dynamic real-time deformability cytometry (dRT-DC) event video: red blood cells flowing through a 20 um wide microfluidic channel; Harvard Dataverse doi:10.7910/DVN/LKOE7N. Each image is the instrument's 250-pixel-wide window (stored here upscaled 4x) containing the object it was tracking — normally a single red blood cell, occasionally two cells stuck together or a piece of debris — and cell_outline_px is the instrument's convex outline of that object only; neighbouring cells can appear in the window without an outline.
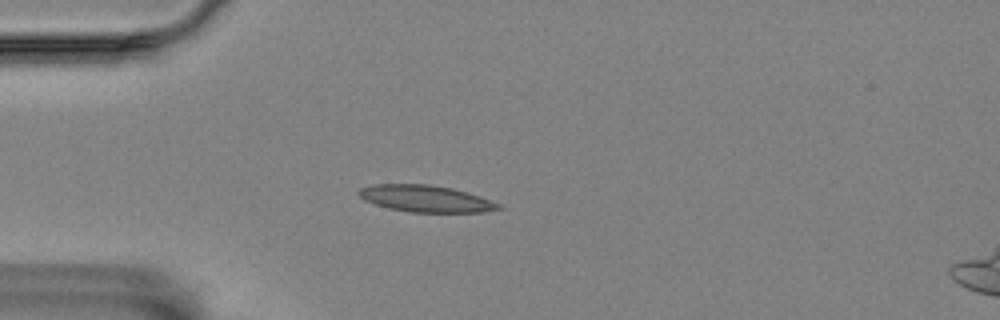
{"species": "Egyptian fruit bat (a non-hibernating species)", "species_latin": "Rousettus aegyptiacus", "temperature_condition": "room temperature", "stored_images_in_passage": 3, "camera_frame_rate_fps": 3000, "um_per_image_px": 0.085, "animal": {"sex": "female"}, "frame": {"image": 1, "passage_image": 1, "time_ms": 0.0, "image_size_px": [1000, 320], "cell_outline_px": [[504, 208], [484, 212], [412, 212], [388, 208], [364, 200], [356, 192], [360, 188], [372, 184], [428, 184], [452, 188], [468, 192], [480, 196], [500, 204]], "centroid_in_image_um": [36.19, 16.88], "position_along_channel_um": 48.8, "area_um2": 21.79}}
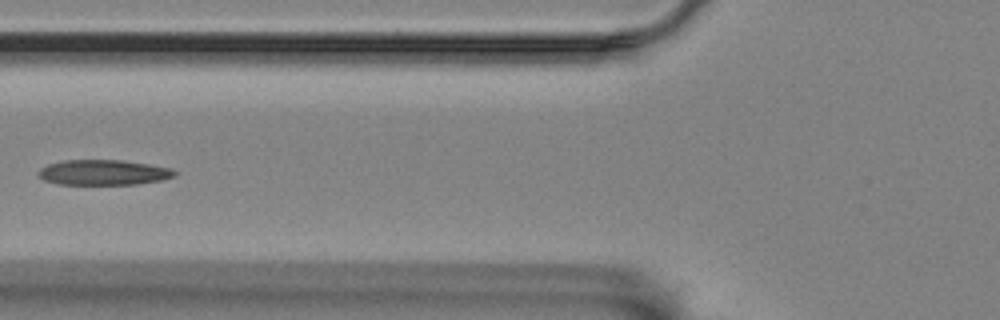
{"frame": {"image": 2, "passage_image": 3, "time_ms": 2.333, "image_size_px": [1000, 320], "cell_outline_px": [[176, 176], [164, 180], [136, 184], [56, 184], [44, 180], [36, 172], [40, 168], [48, 164], [64, 160], [120, 160], [148, 164], [172, 168], [176, 172]], "centroid_in_image_um": [8.8, 14.66], "position_along_channel_um": 117.0, "area_um2": 20.11}}